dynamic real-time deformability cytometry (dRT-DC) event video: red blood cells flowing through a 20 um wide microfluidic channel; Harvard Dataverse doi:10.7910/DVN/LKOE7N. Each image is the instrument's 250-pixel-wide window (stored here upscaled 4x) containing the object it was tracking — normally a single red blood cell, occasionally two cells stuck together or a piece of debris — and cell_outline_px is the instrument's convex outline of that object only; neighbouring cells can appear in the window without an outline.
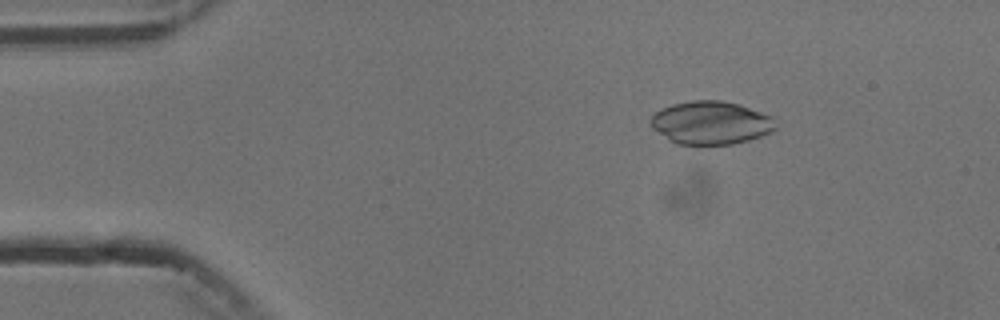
{"species": "common noctule bat (a hibernating species)", "species_latin": "Nyctalus noctula", "temperature_condition": "cold", "stored_images_in_passage": 3, "camera_frame_rate_fps": 3000, "um_per_image_px": 0.085, "animal": {"sex": "male", "body_mass_g": 13.3}, "frame": {"image": 1, "passage_image": 1, "time_ms": 0.0, "image_size_px": [1000, 320], "cell_outline_px": [[776, 128], [772, 132], [748, 140], [732, 144], [700, 148], [676, 144], [652, 128], [648, 120], [660, 108], [672, 104], [692, 100], [720, 100], [740, 104], [772, 116]], "centroid_in_image_um": [60.39, 10.47], "position_along_channel_um": 24.6, "area_um2": 32.25}}